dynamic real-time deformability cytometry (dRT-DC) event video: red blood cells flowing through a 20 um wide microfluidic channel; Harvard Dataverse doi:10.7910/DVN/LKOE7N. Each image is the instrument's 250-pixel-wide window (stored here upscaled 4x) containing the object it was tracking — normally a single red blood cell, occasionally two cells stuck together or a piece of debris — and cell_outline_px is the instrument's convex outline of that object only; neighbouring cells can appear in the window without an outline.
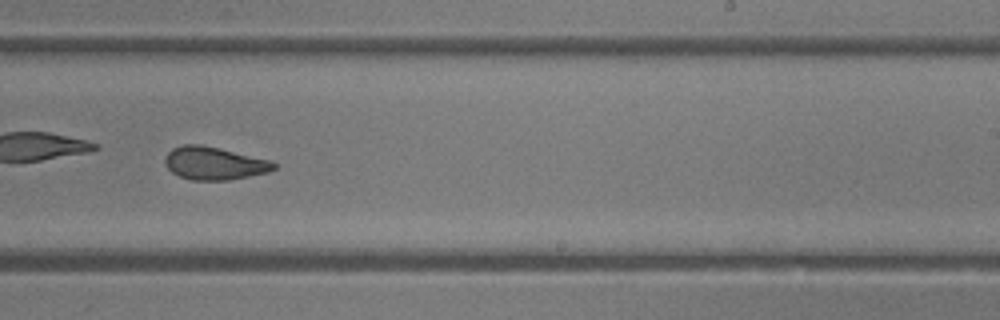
{"species": "common noctule bat (a hibernating species)", "species_latin": "Nyctalus noctula", "temperature_condition": "room temperature", "stored_images_in_passage": 34, "camera_frame_rate_fps": 3000, "um_per_image_px": 0.085, "animal": {"sex": "female"}, "frame": {"image": 1, "passage_image": 17, "time_ms": 5.333, "image_size_px": [1000, 320], "cell_outline_px": [[276, 168], [268, 172], [228, 180], [192, 180], [180, 176], [172, 172], [164, 164], [164, 156], [172, 148], [184, 144], [200, 144], [220, 148], [272, 160], [276, 164]], "centroid_in_image_um": [18.2, 13.87], "position_along_channel_um": 270.8, "area_um2": 20.98}, "authors_computed_cell_mechanics": {"area_um2": 21.2126, "velocity_mm_per_s": 4.4285, "shape_relaxation_time_tau1_ms": 7.1809, "shape_relaxation_time_tau2_ms": 1.8987, "deformation_change_tau1": 0.1759, "deformation_change_tau2": 0.0805}}